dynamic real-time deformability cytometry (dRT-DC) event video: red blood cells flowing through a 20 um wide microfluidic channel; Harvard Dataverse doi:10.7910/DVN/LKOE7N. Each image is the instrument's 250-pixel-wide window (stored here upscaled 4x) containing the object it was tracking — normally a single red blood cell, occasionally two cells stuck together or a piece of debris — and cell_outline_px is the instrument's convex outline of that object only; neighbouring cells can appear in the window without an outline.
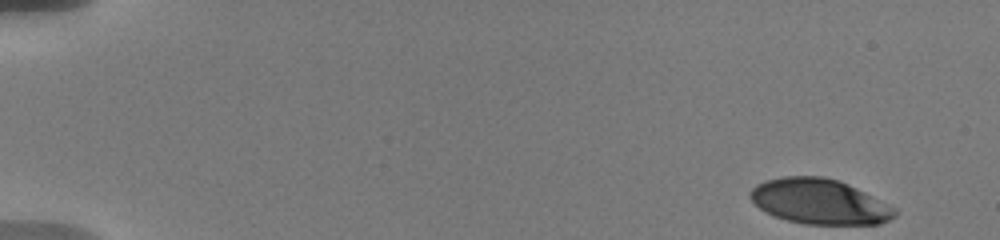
{"species": "human", "species_latin": "Homo sapiens", "temperature_condition": "warm", "stored_images_in_passage": 83, "camera_frame_rate_fps": 3000, "um_per_image_px": 0.085, "donor": {"sex": "male"}, "frame": {"image": 1, "passage_image": 1, "time_ms": 0.0, "image_size_px": [1000, 240], "cell_outline_px": [[896, 216], [880, 224], [804, 224], [788, 220], [776, 216], [760, 208], [748, 196], [748, 192], [756, 184], [768, 180], [784, 176], [820, 176], [836, 180], [848, 184], [896, 208]], "centroid_in_image_um": [69.65, 17.13], "position_along_channel_um": 15.4, "area_um2": 37.69}}
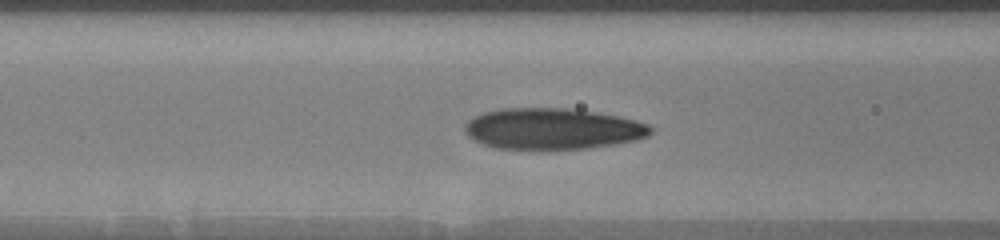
{"frame": {"image": 2, "passage_image": 31, "time_ms": 7.0, "image_size_px": [1000, 240], "cell_outline_px": [[652, 132], [648, 136], [636, 140], [616, 144], [588, 148], [496, 148], [484, 144], [468, 136], [464, 132], [464, 124], [468, 120], [484, 112], [500, 108], [564, 108], [596, 112], [620, 116], [648, 124], [652, 128]], "centroid_in_image_um": [46.98, 10.93], "position_along_channel_um": 119.6, "area_um2": 44.27}}
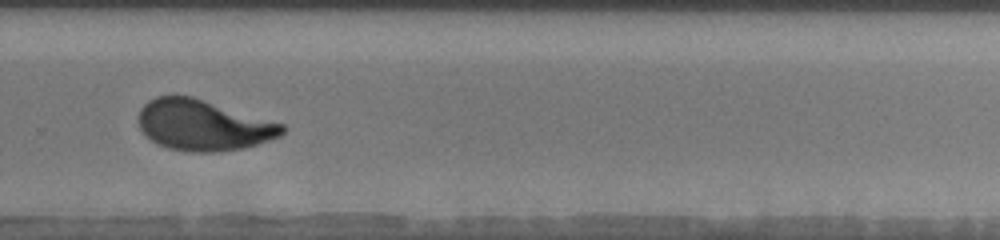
{"frame": {"image": 3, "passage_image": 55, "time_ms": 12.333, "image_size_px": [1000, 240], "cell_outline_px": [[288, 128], [280, 136], [244, 148], [216, 152], [192, 152], [168, 148], [156, 144], [140, 128], [140, 108], [148, 100], [156, 96], [192, 96], [284, 124]], "centroid_in_image_um": [17.29, 10.64], "position_along_channel_um": 312.5, "area_um2": 42.25}, "authors_computed_cell_mechanics": {"area_um2": 42.1362, "velocity_mm_per_s": 3.6351, "shape_relaxation_time_tau1_ms": 4.5398, "shape_relaxation_time_tau2_ms": 0.9968, "deformation_change_tau1": 0.2147, "deformation_change_tau2": 0.0761}}